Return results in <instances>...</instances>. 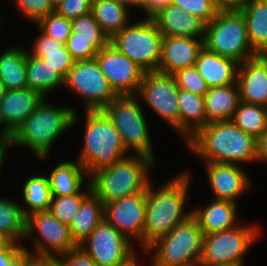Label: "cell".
<instances>
[{"label":"cell","mask_w":267,"mask_h":266,"mask_svg":"<svg viewBox=\"0 0 267 266\" xmlns=\"http://www.w3.org/2000/svg\"><path fill=\"white\" fill-rule=\"evenodd\" d=\"M257 139L231 120L213 121L186 142V148L204 162L242 165L255 162Z\"/></svg>","instance_id":"6da1fadb"},{"label":"cell","mask_w":267,"mask_h":266,"mask_svg":"<svg viewBox=\"0 0 267 266\" xmlns=\"http://www.w3.org/2000/svg\"><path fill=\"white\" fill-rule=\"evenodd\" d=\"M190 175L183 172L154 190L151 181L146 188V214L143 229V251L160 237L192 216L184 212L190 187Z\"/></svg>","instance_id":"7a4b0ae2"},{"label":"cell","mask_w":267,"mask_h":266,"mask_svg":"<svg viewBox=\"0 0 267 266\" xmlns=\"http://www.w3.org/2000/svg\"><path fill=\"white\" fill-rule=\"evenodd\" d=\"M46 100L41 101L10 138L12 145L29 148L39 159L47 158L58 137L79 119L75 109L57 107Z\"/></svg>","instance_id":"3957f363"},{"label":"cell","mask_w":267,"mask_h":266,"mask_svg":"<svg viewBox=\"0 0 267 266\" xmlns=\"http://www.w3.org/2000/svg\"><path fill=\"white\" fill-rule=\"evenodd\" d=\"M129 154L89 177L92 192L104 205L124 196L146 192L150 183L149 171L155 161L145 155Z\"/></svg>","instance_id":"277c9868"},{"label":"cell","mask_w":267,"mask_h":266,"mask_svg":"<svg viewBox=\"0 0 267 266\" xmlns=\"http://www.w3.org/2000/svg\"><path fill=\"white\" fill-rule=\"evenodd\" d=\"M84 144L78 161L88 177L94 172L109 167L127 157L121 136L102 110H85Z\"/></svg>","instance_id":"5b68a950"},{"label":"cell","mask_w":267,"mask_h":266,"mask_svg":"<svg viewBox=\"0 0 267 266\" xmlns=\"http://www.w3.org/2000/svg\"><path fill=\"white\" fill-rule=\"evenodd\" d=\"M204 233L192 215L160 237L143 252L151 253L150 266H198L203 252Z\"/></svg>","instance_id":"8992f818"},{"label":"cell","mask_w":267,"mask_h":266,"mask_svg":"<svg viewBox=\"0 0 267 266\" xmlns=\"http://www.w3.org/2000/svg\"><path fill=\"white\" fill-rule=\"evenodd\" d=\"M204 46L239 64L258 55L249 44L241 11L218 10L216 16L205 24Z\"/></svg>","instance_id":"52a82bcc"},{"label":"cell","mask_w":267,"mask_h":266,"mask_svg":"<svg viewBox=\"0 0 267 266\" xmlns=\"http://www.w3.org/2000/svg\"><path fill=\"white\" fill-rule=\"evenodd\" d=\"M137 95L117 96L102 111L119 132L124 148L155 161L148 125ZM135 151V152H134Z\"/></svg>","instance_id":"ba28073f"},{"label":"cell","mask_w":267,"mask_h":266,"mask_svg":"<svg viewBox=\"0 0 267 266\" xmlns=\"http://www.w3.org/2000/svg\"><path fill=\"white\" fill-rule=\"evenodd\" d=\"M163 35L152 19L129 24L116 33L109 43L145 72L157 71Z\"/></svg>","instance_id":"9c48e42d"},{"label":"cell","mask_w":267,"mask_h":266,"mask_svg":"<svg viewBox=\"0 0 267 266\" xmlns=\"http://www.w3.org/2000/svg\"><path fill=\"white\" fill-rule=\"evenodd\" d=\"M259 231V227L250 224L204 235L203 252L199 264L244 265V255L260 236Z\"/></svg>","instance_id":"30bf717a"},{"label":"cell","mask_w":267,"mask_h":266,"mask_svg":"<svg viewBox=\"0 0 267 266\" xmlns=\"http://www.w3.org/2000/svg\"><path fill=\"white\" fill-rule=\"evenodd\" d=\"M64 87L78 94L86 111L103 110L118 95L104 76L97 60H78L64 78Z\"/></svg>","instance_id":"8fae6325"},{"label":"cell","mask_w":267,"mask_h":266,"mask_svg":"<svg viewBox=\"0 0 267 266\" xmlns=\"http://www.w3.org/2000/svg\"><path fill=\"white\" fill-rule=\"evenodd\" d=\"M132 242L103 219L80 247L98 266H124L137 255Z\"/></svg>","instance_id":"7c38bea8"},{"label":"cell","mask_w":267,"mask_h":266,"mask_svg":"<svg viewBox=\"0 0 267 266\" xmlns=\"http://www.w3.org/2000/svg\"><path fill=\"white\" fill-rule=\"evenodd\" d=\"M32 238L33 252L59 257L78 247L68 225L61 223L50 211L26 217L25 239Z\"/></svg>","instance_id":"4fadbf2b"},{"label":"cell","mask_w":267,"mask_h":266,"mask_svg":"<svg viewBox=\"0 0 267 266\" xmlns=\"http://www.w3.org/2000/svg\"><path fill=\"white\" fill-rule=\"evenodd\" d=\"M178 87L174 76L159 71L145 72L137 96L179 132Z\"/></svg>","instance_id":"5bb4252c"},{"label":"cell","mask_w":267,"mask_h":266,"mask_svg":"<svg viewBox=\"0 0 267 266\" xmlns=\"http://www.w3.org/2000/svg\"><path fill=\"white\" fill-rule=\"evenodd\" d=\"M95 59L118 96L138 94L145 71L126 55L108 43Z\"/></svg>","instance_id":"9a60e30c"},{"label":"cell","mask_w":267,"mask_h":266,"mask_svg":"<svg viewBox=\"0 0 267 266\" xmlns=\"http://www.w3.org/2000/svg\"><path fill=\"white\" fill-rule=\"evenodd\" d=\"M146 192L124 196L104 205V219L131 242L139 240L143 252Z\"/></svg>","instance_id":"2e32d148"},{"label":"cell","mask_w":267,"mask_h":266,"mask_svg":"<svg viewBox=\"0 0 267 266\" xmlns=\"http://www.w3.org/2000/svg\"><path fill=\"white\" fill-rule=\"evenodd\" d=\"M214 199L237 202L252 187L245 169L236 164L204 162Z\"/></svg>","instance_id":"e0dca14e"},{"label":"cell","mask_w":267,"mask_h":266,"mask_svg":"<svg viewBox=\"0 0 267 266\" xmlns=\"http://www.w3.org/2000/svg\"><path fill=\"white\" fill-rule=\"evenodd\" d=\"M204 38L163 36L157 71L173 75L196 64Z\"/></svg>","instance_id":"ac0fdd59"},{"label":"cell","mask_w":267,"mask_h":266,"mask_svg":"<svg viewBox=\"0 0 267 266\" xmlns=\"http://www.w3.org/2000/svg\"><path fill=\"white\" fill-rule=\"evenodd\" d=\"M236 83L240 101L267 107V61L261 54L239 64Z\"/></svg>","instance_id":"d6986e66"},{"label":"cell","mask_w":267,"mask_h":266,"mask_svg":"<svg viewBox=\"0 0 267 266\" xmlns=\"http://www.w3.org/2000/svg\"><path fill=\"white\" fill-rule=\"evenodd\" d=\"M44 97L28 87L7 90L0 103V121L12 134L36 109Z\"/></svg>","instance_id":"ffe728a7"},{"label":"cell","mask_w":267,"mask_h":266,"mask_svg":"<svg viewBox=\"0 0 267 266\" xmlns=\"http://www.w3.org/2000/svg\"><path fill=\"white\" fill-rule=\"evenodd\" d=\"M152 20L163 36L205 37V23L174 4H170L166 9L161 10Z\"/></svg>","instance_id":"44dd1931"},{"label":"cell","mask_w":267,"mask_h":266,"mask_svg":"<svg viewBox=\"0 0 267 266\" xmlns=\"http://www.w3.org/2000/svg\"><path fill=\"white\" fill-rule=\"evenodd\" d=\"M195 66L209 88L236 84L239 63L210 51L200 50Z\"/></svg>","instance_id":"7402d4cb"},{"label":"cell","mask_w":267,"mask_h":266,"mask_svg":"<svg viewBox=\"0 0 267 266\" xmlns=\"http://www.w3.org/2000/svg\"><path fill=\"white\" fill-rule=\"evenodd\" d=\"M237 207V203L213 198L205 207L192 209V215L197 219L204 235H208L238 226Z\"/></svg>","instance_id":"603a6c76"},{"label":"cell","mask_w":267,"mask_h":266,"mask_svg":"<svg viewBox=\"0 0 267 266\" xmlns=\"http://www.w3.org/2000/svg\"><path fill=\"white\" fill-rule=\"evenodd\" d=\"M179 134L185 143L209 122L205 113V99L184 89H178Z\"/></svg>","instance_id":"cb8c5ba5"},{"label":"cell","mask_w":267,"mask_h":266,"mask_svg":"<svg viewBox=\"0 0 267 266\" xmlns=\"http://www.w3.org/2000/svg\"><path fill=\"white\" fill-rule=\"evenodd\" d=\"M52 169L48 175L52 196L79 194L84 183H89L86 170L78 160L77 162L64 160Z\"/></svg>","instance_id":"d4e9b609"},{"label":"cell","mask_w":267,"mask_h":266,"mask_svg":"<svg viewBox=\"0 0 267 266\" xmlns=\"http://www.w3.org/2000/svg\"><path fill=\"white\" fill-rule=\"evenodd\" d=\"M205 113L208 122L231 120L240 103L239 88L236 84L212 87L204 96Z\"/></svg>","instance_id":"484cf974"},{"label":"cell","mask_w":267,"mask_h":266,"mask_svg":"<svg viewBox=\"0 0 267 266\" xmlns=\"http://www.w3.org/2000/svg\"><path fill=\"white\" fill-rule=\"evenodd\" d=\"M104 219V204L91 192L81 203L78 213L69 225L72 239L83 242Z\"/></svg>","instance_id":"4316f807"},{"label":"cell","mask_w":267,"mask_h":266,"mask_svg":"<svg viewBox=\"0 0 267 266\" xmlns=\"http://www.w3.org/2000/svg\"><path fill=\"white\" fill-rule=\"evenodd\" d=\"M26 54V76L28 88L40 93L44 98L52 90L64 86V77L42 58Z\"/></svg>","instance_id":"83f0119b"},{"label":"cell","mask_w":267,"mask_h":266,"mask_svg":"<svg viewBox=\"0 0 267 266\" xmlns=\"http://www.w3.org/2000/svg\"><path fill=\"white\" fill-rule=\"evenodd\" d=\"M24 47H10L0 54V81L6 90L27 88L26 54Z\"/></svg>","instance_id":"f1b7e54d"},{"label":"cell","mask_w":267,"mask_h":266,"mask_svg":"<svg viewBox=\"0 0 267 266\" xmlns=\"http://www.w3.org/2000/svg\"><path fill=\"white\" fill-rule=\"evenodd\" d=\"M40 34L34 41L30 54L42 58L65 78L73 67L75 60L67 50L65 43L50 38L41 31Z\"/></svg>","instance_id":"f546056e"},{"label":"cell","mask_w":267,"mask_h":266,"mask_svg":"<svg viewBox=\"0 0 267 266\" xmlns=\"http://www.w3.org/2000/svg\"><path fill=\"white\" fill-rule=\"evenodd\" d=\"M240 11L246 21L249 44L261 54L267 48V0H252Z\"/></svg>","instance_id":"4dcf8cb0"},{"label":"cell","mask_w":267,"mask_h":266,"mask_svg":"<svg viewBox=\"0 0 267 266\" xmlns=\"http://www.w3.org/2000/svg\"><path fill=\"white\" fill-rule=\"evenodd\" d=\"M129 12L114 0H93L92 3L91 13L109 39L129 25Z\"/></svg>","instance_id":"1f68e13d"},{"label":"cell","mask_w":267,"mask_h":266,"mask_svg":"<svg viewBox=\"0 0 267 266\" xmlns=\"http://www.w3.org/2000/svg\"><path fill=\"white\" fill-rule=\"evenodd\" d=\"M21 206L10 198H0V235L8 242L20 244V238L25 239L26 217Z\"/></svg>","instance_id":"d6a6232c"},{"label":"cell","mask_w":267,"mask_h":266,"mask_svg":"<svg viewBox=\"0 0 267 266\" xmlns=\"http://www.w3.org/2000/svg\"><path fill=\"white\" fill-rule=\"evenodd\" d=\"M24 203L27 208L21 206L25 217L36 213L49 211L52 193L48 176H30L23 187Z\"/></svg>","instance_id":"836d02e7"},{"label":"cell","mask_w":267,"mask_h":266,"mask_svg":"<svg viewBox=\"0 0 267 266\" xmlns=\"http://www.w3.org/2000/svg\"><path fill=\"white\" fill-rule=\"evenodd\" d=\"M231 121L245 133L258 139L267 131V107L240 101Z\"/></svg>","instance_id":"e575fe53"},{"label":"cell","mask_w":267,"mask_h":266,"mask_svg":"<svg viewBox=\"0 0 267 266\" xmlns=\"http://www.w3.org/2000/svg\"><path fill=\"white\" fill-rule=\"evenodd\" d=\"M73 40L89 41L98 51L109 43L92 13L71 20Z\"/></svg>","instance_id":"d590c367"},{"label":"cell","mask_w":267,"mask_h":266,"mask_svg":"<svg viewBox=\"0 0 267 266\" xmlns=\"http://www.w3.org/2000/svg\"><path fill=\"white\" fill-rule=\"evenodd\" d=\"M86 190L70 196H52L49 211L63 224L70 225L78 213L82 201L92 192L90 184Z\"/></svg>","instance_id":"8d00e7d4"},{"label":"cell","mask_w":267,"mask_h":266,"mask_svg":"<svg viewBox=\"0 0 267 266\" xmlns=\"http://www.w3.org/2000/svg\"><path fill=\"white\" fill-rule=\"evenodd\" d=\"M35 25L44 35L65 44L71 35V20L58 15L56 12L42 17Z\"/></svg>","instance_id":"74e56055"},{"label":"cell","mask_w":267,"mask_h":266,"mask_svg":"<svg viewBox=\"0 0 267 266\" xmlns=\"http://www.w3.org/2000/svg\"><path fill=\"white\" fill-rule=\"evenodd\" d=\"M173 76L179 89H184L203 97L209 90L205 79L198 72L195 65L179 70Z\"/></svg>","instance_id":"f35d334b"},{"label":"cell","mask_w":267,"mask_h":266,"mask_svg":"<svg viewBox=\"0 0 267 266\" xmlns=\"http://www.w3.org/2000/svg\"><path fill=\"white\" fill-rule=\"evenodd\" d=\"M171 4L178 6L192 16L198 17L205 24L209 23L219 10L215 0H172Z\"/></svg>","instance_id":"ab89813d"},{"label":"cell","mask_w":267,"mask_h":266,"mask_svg":"<svg viewBox=\"0 0 267 266\" xmlns=\"http://www.w3.org/2000/svg\"><path fill=\"white\" fill-rule=\"evenodd\" d=\"M18 10L36 24L42 17L55 12L53 0H13Z\"/></svg>","instance_id":"60d3db41"},{"label":"cell","mask_w":267,"mask_h":266,"mask_svg":"<svg viewBox=\"0 0 267 266\" xmlns=\"http://www.w3.org/2000/svg\"><path fill=\"white\" fill-rule=\"evenodd\" d=\"M92 3L93 0H64L56 6L55 12L72 20L91 13Z\"/></svg>","instance_id":"b9f144b4"},{"label":"cell","mask_w":267,"mask_h":266,"mask_svg":"<svg viewBox=\"0 0 267 266\" xmlns=\"http://www.w3.org/2000/svg\"><path fill=\"white\" fill-rule=\"evenodd\" d=\"M65 45L75 61L94 59L98 54V50L89 41L73 40L72 32Z\"/></svg>","instance_id":"7bdbcfd3"},{"label":"cell","mask_w":267,"mask_h":266,"mask_svg":"<svg viewBox=\"0 0 267 266\" xmlns=\"http://www.w3.org/2000/svg\"><path fill=\"white\" fill-rule=\"evenodd\" d=\"M24 245L8 242L0 249V266H23Z\"/></svg>","instance_id":"ee69618b"},{"label":"cell","mask_w":267,"mask_h":266,"mask_svg":"<svg viewBox=\"0 0 267 266\" xmlns=\"http://www.w3.org/2000/svg\"><path fill=\"white\" fill-rule=\"evenodd\" d=\"M59 266H98L80 247L58 257Z\"/></svg>","instance_id":"f6af8a7d"},{"label":"cell","mask_w":267,"mask_h":266,"mask_svg":"<svg viewBox=\"0 0 267 266\" xmlns=\"http://www.w3.org/2000/svg\"><path fill=\"white\" fill-rule=\"evenodd\" d=\"M23 252V266H59L58 257L30 253L27 247Z\"/></svg>","instance_id":"bcb514c9"},{"label":"cell","mask_w":267,"mask_h":266,"mask_svg":"<svg viewBox=\"0 0 267 266\" xmlns=\"http://www.w3.org/2000/svg\"><path fill=\"white\" fill-rule=\"evenodd\" d=\"M172 0H140L139 9L143 10L146 19H152L161 10L166 9Z\"/></svg>","instance_id":"7dc6e473"},{"label":"cell","mask_w":267,"mask_h":266,"mask_svg":"<svg viewBox=\"0 0 267 266\" xmlns=\"http://www.w3.org/2000/svg\"><path fill=\"white\" fill-rule=\"evenodd\" d=\"M251 1L252 0H218V9L240 11Z\"/></svg>","instance_id":"c3c4849f"},{"label":"cell","mask_w":267,"mask_h":266,"mask_svg":"<svg viewBox=\"0 0 267 266\" xmlns=\"http://www.w3.org/2000/svg\"><path fill=\"white\" fill-rule=\"evenodd\" d=\"M257 162H267V131L257 139Z\"/></svg>","instance_id":"681fc988"},{"label":"cell","mask_w":267,"mask_h":266,"mask_svg":"<svg viewBox=\"0 0 267 266\" xmlns=\"http://www.w3.org/2000/svg\"><path fill=\"white\" fill-rule=\"evenodd\" d=\"M9 147H12L10 139H0V173L4 165L5 156Z\"/></svg>","instance_id":"f907efd6"},{"label":"cell","mask_w":267,"mask_h":266,"mask_svg":"<svg viewBox=\"0 0 267 266\" xmlns=\"http://www.w3.org/2000/svg\"><path fill=\"white\" fill-rule=\"evenodd\" d=\"M115 2L127 7L128 9L131 7L139 8L140 0H114Z\"/></svg>","instance_id":"816d5d0a"},{"label":"cell","mask_w":267,"mask_h":266,"mask_svg":"<svg viewBox=\"0 0 267 266\" xmlns=\"http://www.w3.org/2000/svg\"><path fill=\"white\" fill-rule=\"evenodd\" d=\"M0 128H1L0 139H10L11 133L2 125L1 121H0Z\"/></svg>","instance_id":"f5cc1de1"},{"label":"cell","mask_w":267,"mask_h":266,"mask_svg":"<svg viewBox=\"0 0 267 266\" xmlns=\"http://www.w3.org/2000/svg\"><path fill=\"white\" fill-rule=\"evenodd\" d=\"M198 266H243V265L220 263V264H213V265L199 264Z\"/></svg>","instance_id":"db71d44e"},{"label":"cell","mask_w":267,"mask_h":266,"mask_svg":"<svg viewBox=\"0 0 267 266\" xmlns=\"http://www.w3.org/2000/svg\"><path fill=\"white\" fill-rule=\"evenodd\" d=\"M6 88L5 86L1 83L0 81V103H1V100L3 99L4 95L6 94Z\"/></svg>","instance_id":"11a10c76"},{"label":"cell","mask_w":267,"mask_h":266,"mask_svg":"<svg viewBox=\"0 0 267 266\" xmlns=\"http://www.w3.org/2000/svg\"><path fill=\"white\" fill-rule=\"evenodd\" d=\"M139 263L140 262H138V258L136 256L133 260H131L129 263H127L124 266H139Z\"/></svg>","instance_id":"9f6ffc18"},{"label":"cell","mask_w":267,"mask_h":266,"mask_svg":"<svg viewBox=\"0 0 267 266\" xmlns=\"http://www.w3.org/2000/svg\"><path fill=\"white\" fill-rule=\"evenodd\" d=\"M7 243L8 241L0 235V249H2Z\"/></svg>","instance_id":"6f0895ef"},{"label":"cell","mask_w":267,"mask_h":266,"mask_svg":"<svg viewBox=\"0 0 267 266\" xmlns=\"http://www.w3.org/2000/svg\"><path fill=\"white\" fill-rule=\"evenodd\" d=\"M261 55L267 61V48L261 53Z\"/></svg>","instance_id":"680465c9"},{"label":"cell","mask_w":267,"mask_h":266,"mask_svg":"<svg viewBox=\"0 0 267 266\" xmlns=\"http://www.w3.org/2000/svg\"><path fill=\"white\" fill-rule=\"evenodd\" d=\"M64 0H53L55 7Z\"/></svg>","instance_id":"91938a15"}]
</instances>
